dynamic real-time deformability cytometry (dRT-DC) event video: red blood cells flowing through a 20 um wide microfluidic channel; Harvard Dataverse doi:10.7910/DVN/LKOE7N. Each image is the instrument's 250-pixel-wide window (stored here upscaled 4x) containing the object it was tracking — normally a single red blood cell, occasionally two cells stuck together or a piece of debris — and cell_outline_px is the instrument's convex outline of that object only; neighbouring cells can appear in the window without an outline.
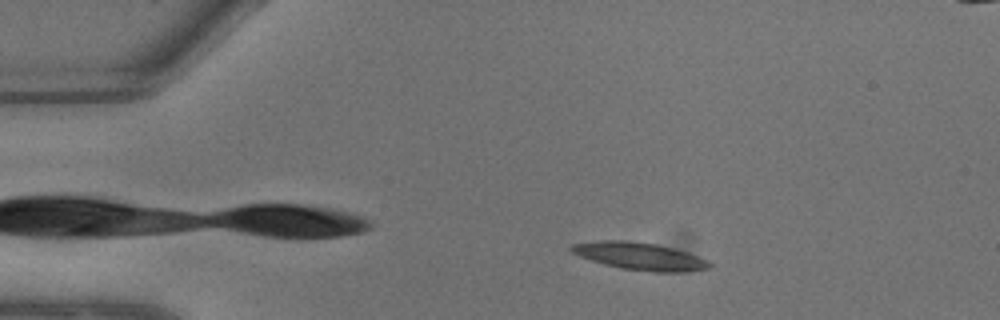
{"species": "common noctule bat (a hibernating species)", "species_latin": "Nyctalus noctula", "temperature_condition": "warm", "stored_images_in_passage": 7, "camera_frame_rate_fps": 3000, "um_per_image_px": 0.085, "animal": {"sex": "male", "body_mass_g": 13.3}, "frame": {"image": 1, "passage_image": 3, "time_ms": 0.667, "image_size_px": [1000, 320], "cell_outline_px": [[712, 268], [684, 272], [652, 272], [620, 268], [604, 264], [580, 256], [572, 252], [568, 248], [572, 244], [600, 240], [628, 240], [656, 244], [676, 248], [688, 252], [708, 260], [712, 264]], "centroid_in_image_um": [54.42, 21.77], "position_along_channel_um": 30.6, "area_um2": 22.31}}
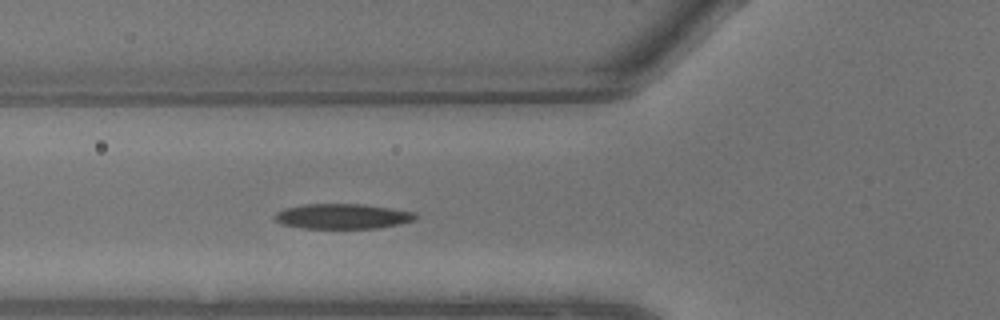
{"frame": {"image": 2, "passage_image": 7, "time_ms": 2.0, "image_size_px": [1000, 320], "cell_outline_px": [[416, 216], [412, 220], [400, 224], [380, 228], [304, 228], [280, 224], [276, 220], [276, 212], [284, 208], [304, 204], [364, 204], [412, 212]], "centroid_in_image_um": [29.06, 18.39], "position_along_channel_um": 96.7, "area_um2": 20.35}}